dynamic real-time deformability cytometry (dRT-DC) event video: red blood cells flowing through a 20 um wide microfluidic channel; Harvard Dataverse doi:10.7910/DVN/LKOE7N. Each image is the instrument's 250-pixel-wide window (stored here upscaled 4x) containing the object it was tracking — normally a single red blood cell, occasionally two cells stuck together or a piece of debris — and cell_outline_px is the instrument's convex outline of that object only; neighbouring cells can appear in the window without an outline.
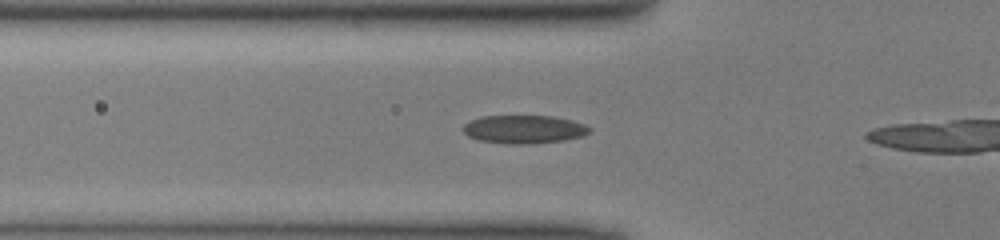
{"species": "common noctule bat (a hibernating species)", "species_latin": "Nyctalus noctula", "temperature_condition": "cold", "stored_images_in_passage": 12, "camera_frame_rate_fps": 3000, "um_per_image_px": 0.085, "animal": {"sex": "male", "body_mass_g": 13.0, "forearm_length_mm": 53.1}, "frame": {"image": 1, "passage_image": 7, "time_ms": 2.0, "image_size_px": [1000, 240], "cell_outline_px": [[592, 128], [584, 136], [564, 140], [528, 144], [512, 144], [480, 140], [468, 136], [464, 132], [464, 124], [468, 120], [480, 116], [552, 116], [572, 120], [584, 124]], "centroid_in_image_um": [44.54, 10.98], "position_along_channel_um": 81.3, "area_um2": 20.81}}
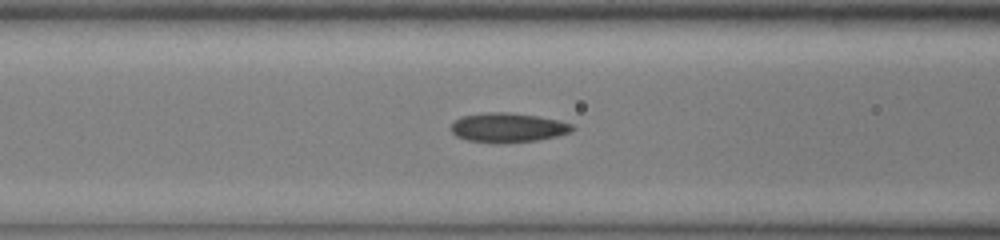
{"frame": {"image": 2, "passage_image": 10, "time_ms": 3.0, "image_size_px": [1000, 240], "cell_outline_px": [[576, 128], [572, 132], [556, 136], [536, 140], [496, 144], [468, 140], [456, 136], [452, 132], [452, 124], [460, 116], [484, 112], [508, 112], [536, 116], [556, 120], [572, 124]], "centroid_in_image_um": [43.16, 10.85], "position_along_channel_um": 123.4, "area_um2": 20.81}}